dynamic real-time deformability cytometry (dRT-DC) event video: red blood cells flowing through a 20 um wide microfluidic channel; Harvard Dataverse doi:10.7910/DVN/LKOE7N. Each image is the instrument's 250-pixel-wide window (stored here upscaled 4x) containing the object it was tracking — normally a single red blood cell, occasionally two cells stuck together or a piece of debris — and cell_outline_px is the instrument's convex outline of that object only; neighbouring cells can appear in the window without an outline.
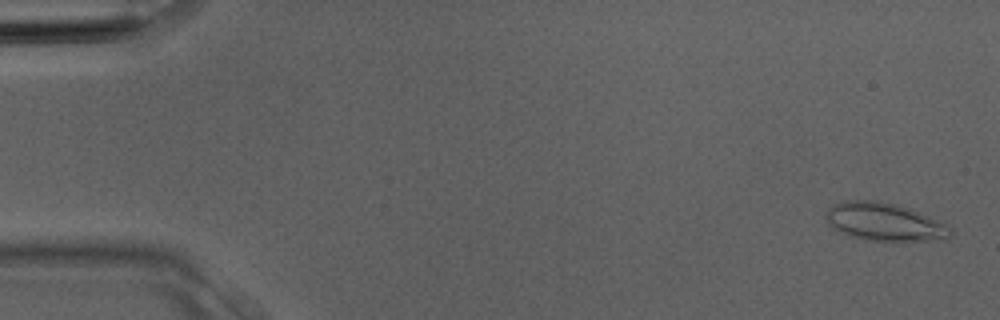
{"species": "Egyptian fruit bat (a non-hibernating species)", "species_latin": "Rousettus aegyptiacus", "temperature_condition": "room temperature", "stored_images_in_passage": 4, "camera_frame_rate_fps": 3000, "um_per_image_px": 0.085, "animal": {"sex": "male"}, "frame": {"image": 1, "passage_image": 1, "time_ms": 0.0, "image_size_px": [1000, 320], "cell_outline_px": [[952, 236], [944, 240], [892, 244], [864, 240], [852, 236], [832, 228], [828, 224], [824, 216], [828, 208], [832, 204], [844, 200], [876, 200], [896, 204], [908, 208], [948, 224], [952, 228]], "centroid_in_image_um": [75.22, 18.92], "position_along_channel_um": 9.8, "area_um2": 28.84}}